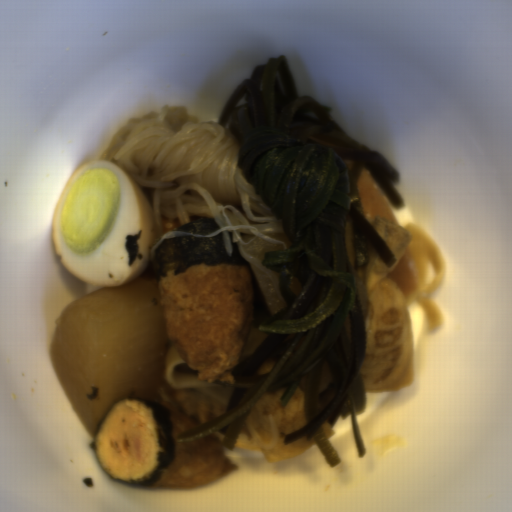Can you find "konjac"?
<instances>
[{
  "label": "konjac",
  "mask_w": 512,
  "mask_h": 512,
  "mask_svg": "<svg viewBox=\"0 0 512 512\" xmlns=\"http://www.w3.org/2000/svg\"><path fill=\"white\" fill-rule=\"evenodd\" d=\"M219 120H197L184 105L166 104L141 117H131L111 139L99 160L111 161L127 171L141 188L155 189L151 210L157 240L156 250L169 238L194 236L210 238L223 234L225 250L231 257L233 244L239 254L266 273L287 306L280 289V273L264 268L250 255L240 233L252 234L272 244L284 241L263 233H285L282 219H276L255 187L247 182L238 165L240 142ZM160 214L178 216L181 226L162 233Z\"/></svg>",
  "instance_id": "obj_1"
}]
</instances>
